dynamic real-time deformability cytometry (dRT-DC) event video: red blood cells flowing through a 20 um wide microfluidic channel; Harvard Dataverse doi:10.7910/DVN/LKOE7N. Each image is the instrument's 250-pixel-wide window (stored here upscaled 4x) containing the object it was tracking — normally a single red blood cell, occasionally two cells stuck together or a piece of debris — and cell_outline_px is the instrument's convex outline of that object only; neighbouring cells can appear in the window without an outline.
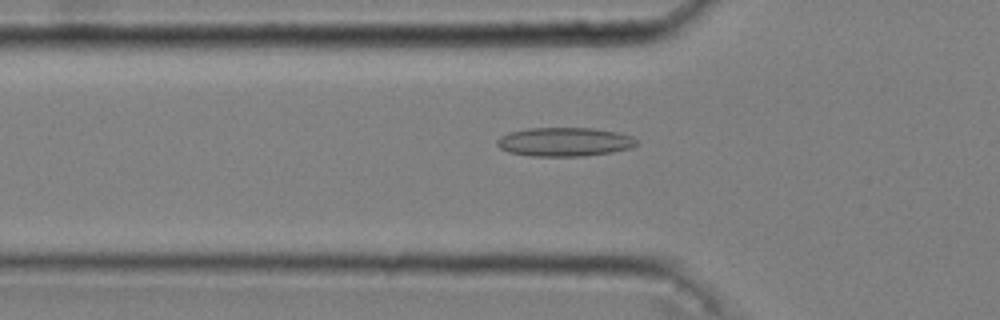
{"species": "common noctule bat (a hibernating species)", "species_latin": "Nyctalus noctula", "temperature_condition": "cold", "stored_images_in_passage": 49, "camera_frame_rate_fps": 3000, "um_per_image_px": 0.085, "animal": {"sex": "male", "body_mass_g": 20.4}, "frame": {"image": 1, "passage_image": 18, "time_ms": 5.667, "image_size_px": [1000, 320], "cell_outline_px": [[640, 144], [632, 148], [612, 152], [584, 156], [532, 156], [508, 152], [500, 148], [496, 144], [496, 140], [500, 136], [508, 132], [528, 128], [592, 128], [616, 132], [632, 136]], "centroid_in_image_um": [47.98, 12.06], "position_along_channel_um": 77.8, "area_um2": 23.64}}
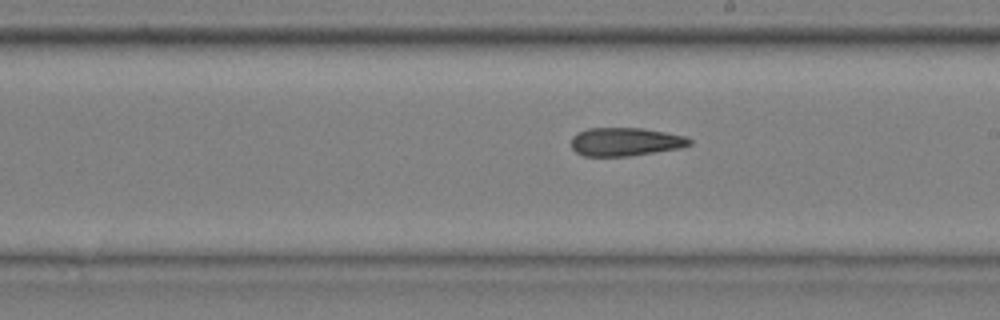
{"frame": {"image": 2, "passage_image": 31, "time_ms": 10.0, "image_size_px": [1000, 320], "cell_outline_px": [[692, 144], [680, 148], [632, 156], [584, 156], [576, 152], [572, 148], [572, 136], [576, 132], [588, 128], [644, 128], [688, 136], [692, 140]], "centroid_in_image_um": [53.18, 12.05], "position_along_channel_um": 235.8, "area_um2": 19.83}}
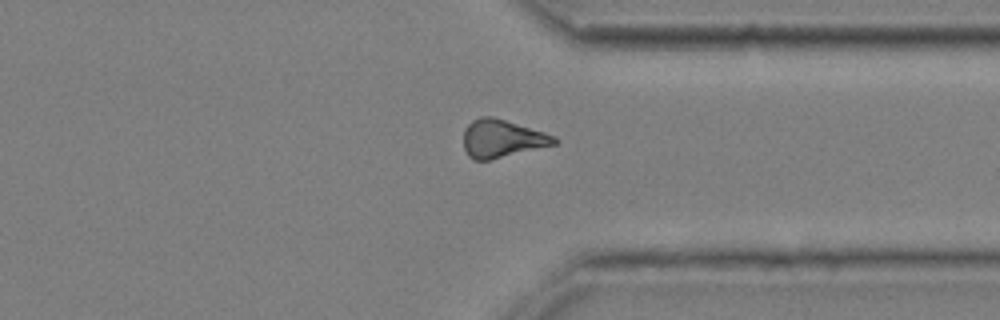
{"frame": {"image": 3, "passage_image": 42, "time_ms": 13.667, "image_size_px": [1000, 320], "cell_outline_px": [[560, 140], [556, 144], [488, 160], [472, 160], [468, 156], [464, 148], [464, 128], [472, 120], [480, 116], [492, 116], [544, 132], [556, 136]], "centroid_in_image_um": [42.66, 11.77], "position_along_channel_um": 368.7, "area_um2": 20.0}, "authors_computed_cell_mechanics": {"area_um2": 20.5768, "velocity_mm_per_s": 3.6403, "shape_relaxation_time_tau1_ms": null, "shape_relaxation_time_tau2_ms": 7.7127, "deformation_change_tau1": null, "deformation_change_tau2": 0.1679}}